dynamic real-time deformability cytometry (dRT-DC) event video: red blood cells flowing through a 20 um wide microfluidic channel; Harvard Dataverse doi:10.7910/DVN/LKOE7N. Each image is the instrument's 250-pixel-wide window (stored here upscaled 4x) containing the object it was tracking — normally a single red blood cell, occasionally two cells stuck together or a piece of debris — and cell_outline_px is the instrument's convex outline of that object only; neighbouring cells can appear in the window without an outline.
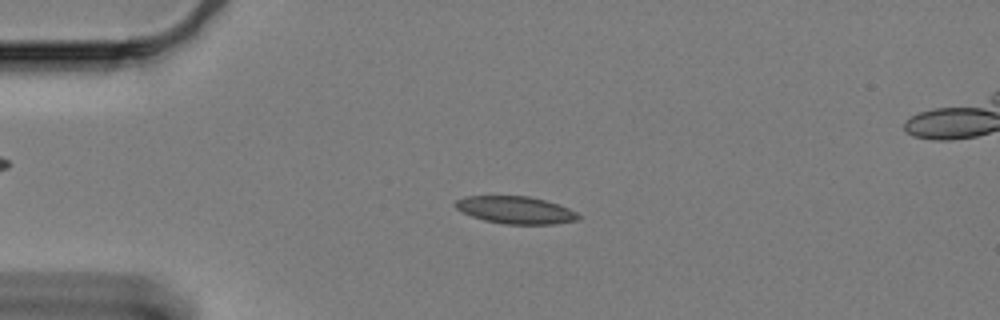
{"species": "Egyptian fruit bat (a non-hibernating species)", "species_latin": "Rousettus aegyptiacus", "temperature_condition": "cold", "stored_images_in_passage": 56, "segment_of_instrument_passage": [1, 2], "camera_frame_rate_fps": 3000, "um_per_image_px": 0.085, "animal": {"sex": "female"}, "frame": {"image": 1, "passage_image": 9, "time_ms": 2.667, "image_size_px": [1000, 320], "cell_outline_px": [[580, 220], [556, 224], [504, 224], [484, 220], [460, 212], [452, 204], [456, 200], [464, 196], [528, 196], [544, 200], [568, 208], [576, 212], [580, 216]], "centroid_in_image_um": [43.79, 17.85], "position_along_channel_um": 41.2, "area_um2": 19.71}}
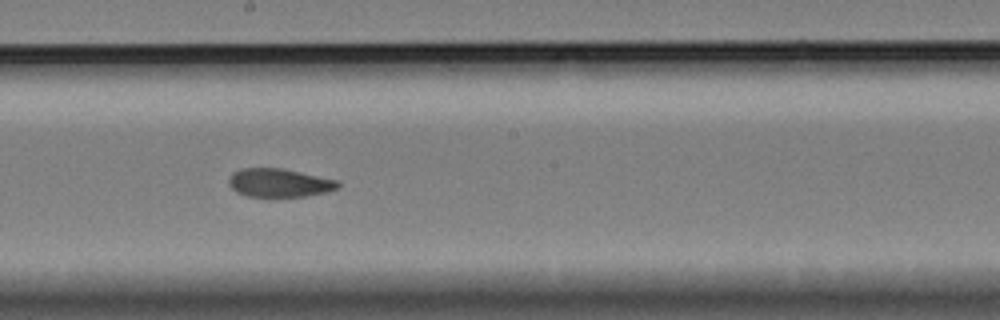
{"frame": {"image": 2, "passage_image": 28, "time_ms": 9.0, "image_size_px": [1000, 320], "cell_outline_px": [[340, 184], [336, 188], [324, 192], [304, 196], [248, 196], [236, 192], [228, 184], [228, 180], [232, 172], [240, 168], [280, 168], [336, 180]], "centroid_in_image_um": [23.65, 15.53], "position_along_channel_um": 224.5, "area_um2": 17.74}}
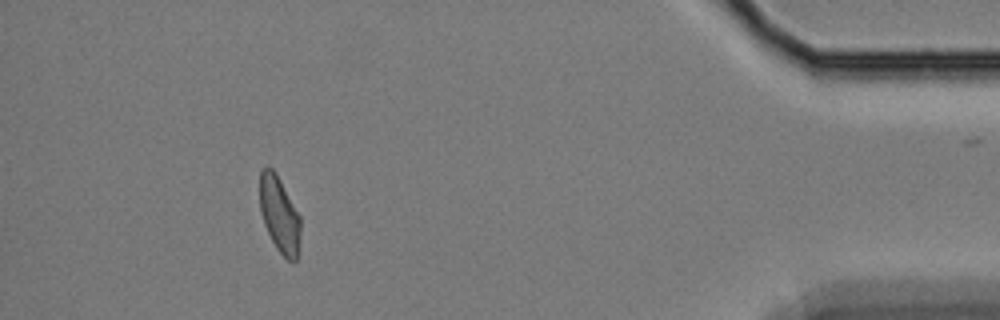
{"frame": {"image": 3, "passage_image": 50, "time_ms": 16.333, "image_size_px": [1000, 320], "cell_outline_px": [[300, 236], [296, 260], [288, 260], [276, 248], [264, 224], [260, 212], [260, 168], [268, 164], [276, 172], [300, 216]], "centroid_in_image_um": [23.73, 18.17], "position_along_channel_um": 411.5, "area_um2": 18.03}}